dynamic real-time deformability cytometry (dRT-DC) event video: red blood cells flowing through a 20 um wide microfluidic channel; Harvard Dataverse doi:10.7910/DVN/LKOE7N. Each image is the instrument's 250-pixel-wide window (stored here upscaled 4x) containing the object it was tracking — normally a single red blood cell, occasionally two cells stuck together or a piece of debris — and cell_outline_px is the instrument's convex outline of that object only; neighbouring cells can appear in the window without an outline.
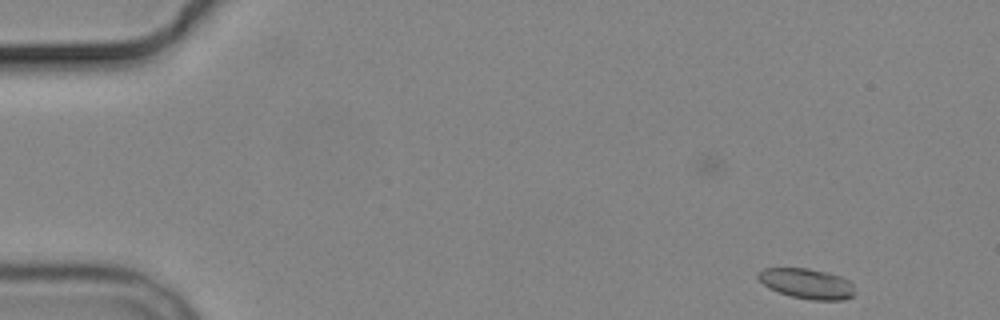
{"species": "common noctule bat (a hibernating species)", "species_latin": "Nyctalus noctula", "temperature_condition": "cold", "stored_images_in_passage": 3, "camera_frame_rate_fps": 3000, "um_per_image_px": 0.085, "animal": {"sex": "male", "body_mass_g": 19.2, "forearm_length_mm": 51.8}, "frame": {"image": 1, "passage_image": 1, "time_ms": 0.0, "image_size_px": [1000, 320], "cell_outline_px": [[852, 296], [844, 300], [812, 300], [792, 296], [780, 292], [764, 284], [756, 276], [756, 272], [764, 268], [808, 268], [828, 272], [840, 276], [848, 280], [852, 284]], "centroid_in_image_um": [68.57, 24.09], "position_along_channel_um": 16.4, "area_um2": 16.82}}